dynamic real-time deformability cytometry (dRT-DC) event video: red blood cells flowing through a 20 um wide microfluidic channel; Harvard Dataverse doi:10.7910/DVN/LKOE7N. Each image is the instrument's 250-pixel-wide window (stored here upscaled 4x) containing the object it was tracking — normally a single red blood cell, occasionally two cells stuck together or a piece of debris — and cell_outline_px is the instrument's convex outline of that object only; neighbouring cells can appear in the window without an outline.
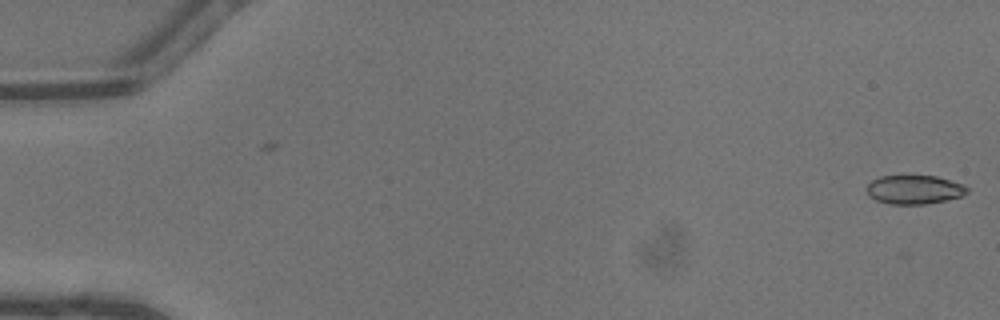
{"species": "common noctule bat (a hibernating species)", "species_latin": "Nyctalus noctula", "temperature_condition": "warm", "stored_images_in_passage": 3, "camera_frame_rate_fps": 3000, "um_per_image_px": 0.085, "animal": {"sex": "male", "body_mass_g": 13.3}, "frame": {"image": 1, "passage_image": 3, "time_ms": 0.667, "image_size_px": [1000, 320], "cell_outline_px": [[968, 192], [960, 196], [944, 200], [924, 204], [888, 204], [876, 200], [868, 196], [864, 188], [872, 180], [880, 176], [936, 176], [964, 184], [968, 188]], "centroid_in_image_um": [77.66, 16.11], "position_along_channel_um": 7.3, "area_um2": 16.94}}